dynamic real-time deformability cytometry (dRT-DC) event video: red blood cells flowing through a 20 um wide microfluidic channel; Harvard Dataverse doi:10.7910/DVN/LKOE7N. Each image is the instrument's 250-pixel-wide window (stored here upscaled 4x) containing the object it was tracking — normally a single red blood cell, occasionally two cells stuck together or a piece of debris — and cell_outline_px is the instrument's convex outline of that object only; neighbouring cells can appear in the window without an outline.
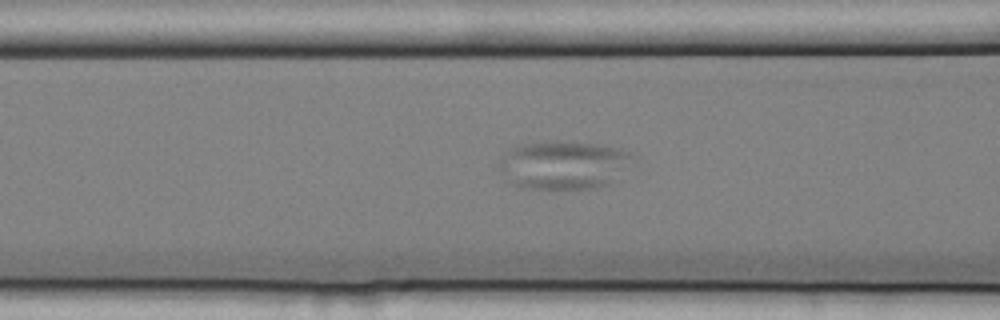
{"species": "common noctule bat (a hibernating species)", "species_latin": "Nyctalus noctula", "temperature_condition": "cold", "stored_images_in_passage": 28, "camera_frame_rate_fps": 3000, "um_per_image_px": 0.085, "animal": {"sex": "female", "body_mass_g": 25.1}, "frame": {"image": 1, "passage_image": 23, "time_ms": 7.333, "image_size_px": [1000, 320], "cell_outline_px": [[640, 156], [608, 184], [596, 188], [524, 188], [508, 184], [504, 180], [496, 168], [500, 156], [508, 148], [524, 144], [592, 144], [620, 148], [632, 152]], "centroid_in_image_um": [47.86, 14.06], "position_along_channel_um": 118.7, "area_um2": 37.51}}
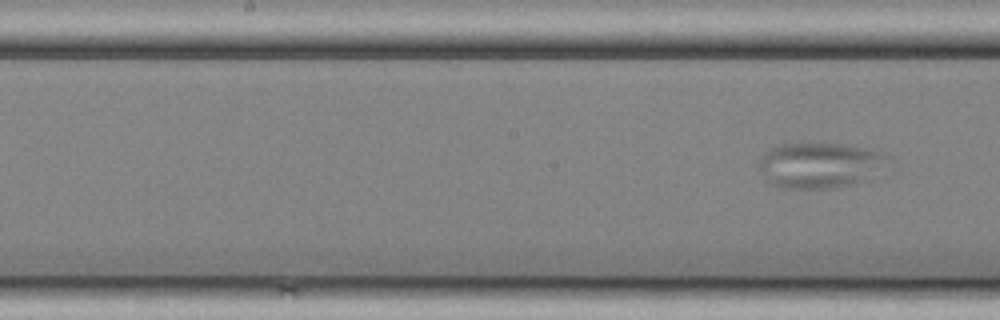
{"frame": {"image": 2, "passage_image": 28, "time_ms": 9.0, "image_size_px": [1000, 320], "cell_outline_px": [[892, 156], [888, 160], [860, 180], [848, 184], [832, 188], [780, 188], [772, 184], [768, 180], [760, 168], [760, 160], [772, 148], [784, 144], [840, 144], [884, 152]], "centroid_in_image_um": [69.63, 14.03], "position_along_channel_um": 178.6, "area_um2": 32.71}}